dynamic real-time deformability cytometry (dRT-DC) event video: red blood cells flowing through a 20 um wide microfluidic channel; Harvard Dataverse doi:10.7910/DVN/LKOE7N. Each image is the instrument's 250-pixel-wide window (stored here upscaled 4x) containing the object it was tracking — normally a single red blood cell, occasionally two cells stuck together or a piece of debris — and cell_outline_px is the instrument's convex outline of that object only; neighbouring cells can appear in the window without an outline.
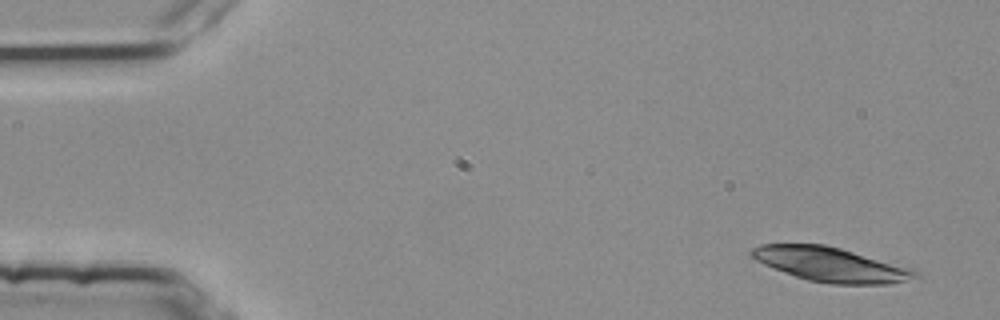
{"species": "common noctule bat (a hibernating species)", "species_latin": "Nyctalus noctula", "temperature_condition": "room temperature", "stored_images_in_passage": 3, "camera_frame_rate_fps": 3000, "um_per_image_px": 0.085, "animal": {"sex": "female", "body_mass_g": 25.1}, "frame": {"image": 1, "passage_image": 1, "time_ms": 0.0, "image_size_px": [1000, 320], "cell_outline_px": [[920, 276], [888, 284], [832, 284], [808, 280], [784, 272], [764, 264], [748, 256], [748, 252], [752, 248], [760, 244], [824, 244], [840, 248], [912, 268], [920, 272]], "centroid_in_image_um": [70.58, 22.47], "position_along_channel_um": 14.4, "area_um2": 32.66}}